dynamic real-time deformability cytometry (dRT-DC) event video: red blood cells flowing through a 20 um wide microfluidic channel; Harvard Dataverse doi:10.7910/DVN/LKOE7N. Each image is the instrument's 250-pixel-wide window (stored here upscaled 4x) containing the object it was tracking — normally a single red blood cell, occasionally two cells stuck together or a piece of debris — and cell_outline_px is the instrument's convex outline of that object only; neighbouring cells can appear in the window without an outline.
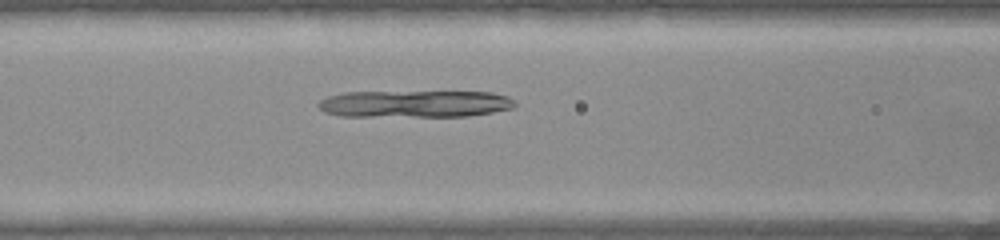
{"species": "common noctule bat (a hibernating species)", "species_latin": "Nyctalus noctula", "temperature_condition": "warm", "stored_images_in_passage": 44, "camera_frame_rate_fps": 3000, "um_per_image_px": 0.085, "animal": {"sex": "female", "body_mass_g": 22.0, "forearm_length_mm": 56.7}, "frame": {"image": 1, "passage_image": 18, "time_ms": 5.667, "image_size_px": [1000, 240], "cell_outline_px": [[516, 104], [512, 108], [492, 112], [468, 116], [340, 116], [324, 112], [316, 104], [320, 100], [328, 96], [344, 92], [492, 92], [508, 96], [516, 100]], "centroid_in_image_um": [35.26, 8.82], "position_along_channel_um": 131.3, "area_um2": 31.04}}
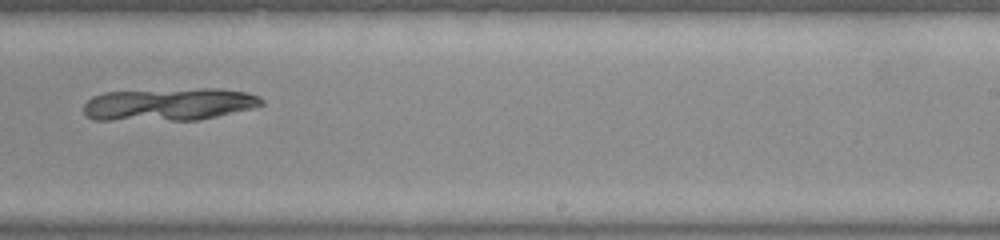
{"frame": {"image": 2, "passage_image": 29, "time_ms": 9.333, "image_size_px": [1000, 240], "cell_outline_px": [[264, 104], [252, 108], [200, 120], [92, 120], [84, 116], [84, 104], [92, 96], [104, 92], [200, 88], [220, 88], [244, 92], [260, 96], [264, 100]], "centroid_in_image_um": [14.35, 8.87], "position_along_channel_um": 274.7, "area_um2": 34.1}}
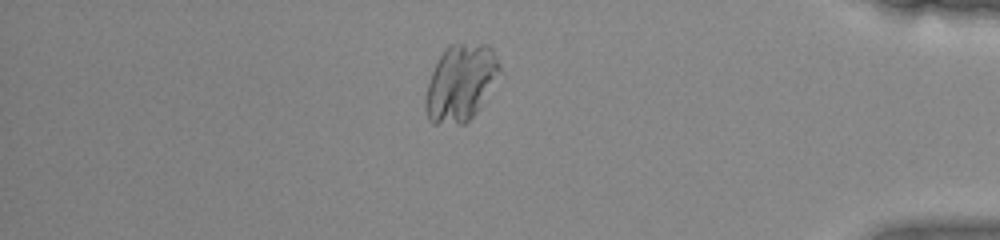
{"frame": {"image": 3, "passage_image": 41, "time_ms": 13.333, "image_size_px": [1000, 240], "cell_outline_px": [[500, 72], [476, 112], [464, 124], [432, 124], [428, 120], [424, 108], [424, 100], [428, 84], [432, 72], [440, 56], [448, 44], [488, 44], [492, 48], [500, 64]], "centroid_in_image_um": [39.12, 7.05], "position_along_channel_um": 396.1, "area_um2": 32.89}}